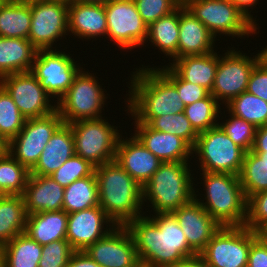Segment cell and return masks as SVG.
<instances>
[{"mask_svg":"<svg viewBox=\"0 0 267 267\" xmlns=\"http://www.w3.org/2000/svg\"><path fill=\"white\" fill-rule=\"evenodd\" d=\"M263 57L267 60V46L266 48H263Z\"/></svg>","mask_w":267,"mask_h":267,"instance_id":"57","label":"cell"},{"mask_svg":"<svg viewBox=\"0 0 267 267\" xmlns=\"http://www.w3.org/2000/svg\"><path fill=\"white\" fill-rule=\"evenodd\" d=\"M258 237L261 238L267 244V224L261 227L257 231Z\"/></svg>","mask_w":267,"mask_h":267,"instance_id":"52","label":"cell"},{"mask_svg":"<svg viewBox=\"0 0 267 267\" xmlns=\"http://www.w3.org/2000/svg\"><path fill=\"white\" fill-rule=\"evenodd\" d=\"M107 37L123 49H134L144 45L148 25L138 13L133 0H108L104 3Z\"/></svg>","mask_w":267,"mask_h":267,"instance_id":"13","label":"cell"},{"mask_svg":"<svg viewBox=\"0 0 267 267\" xmlns=\"http://www.w3.org/2000/svg\"><path fill=\"white\" fill-rule=\"evenodd\" d=\"M131 232L140 263L144 267H172L198 255L172 213H156L131 220L126 225Z\"/></svg>","mask_w":267,"mask_h":267,"instance_id":"1","label":"cell"},{"mask_svg":"<svg viewBox=\"0 0 267 267\" xmlns=\"http://www.w3.org/2000/svg\"><path fill=\"white\" fill-rule=\"evenodd\" d=\"M192 153L197 155L202 171L239 176L246 151L218 125L199 133Z\"/></svg>","mask_w":267,"mask_h":267,"instance_id":"8","label":"cell"},{"mask_svg":"<svg viewBox=\"0 0 267 267\" xmlns=\"http://www.w3.org/2000/svg\"><path fill=\"white\" fill-rule=\"evenodd\" d=\"M247 92L267 102V60L264 57L252 70Z\"/></svg>","mask_w":267,"mask_h":267,"instance_id":"46","label":"cell"},{"mask_svg":"<svg viewBox=\"0 0 267 267\" xmlns=\"http://www.w3.org/2000/svg\"><path fill=\"white\" fill-rule=\"evenodd\" d=\"M247 267H267V244L259 237L250 246Z\"/></svg>","mask_w":267,"mask_h":267,"instance_id":"47","label":"cell"},{"mask_svg":"<svg viewBox=\"0 0 267 267\" xmlns=\"http://www.w3.org/2000/svg\"><path fill=\"white\" fill-rule=\"evenodd\" d=\"M7 151V143L0 136V154H3Z\"/></svg>","mask_w":267,"mask_h":267,"instance_id":"54","label":"cell"},{"mask_svg":"<svg viewBox=\"0 0 267 267\" xmlns=\"http://www.w3.org/2000/svg\"><path fill=\"white\" fill-rule=\"evenodd\" d=\"M71 57L65 51L57 49L37 50L35 55L31 72L46 93L56 98L57 102L64 96L82 69Z\"/></svg>","mask_w":267,"mask_h":267,"instance_id":"14","label":"cell"},{"mask_svg":"<svg viewBox=\"0 0 267 267\" xmlns=\"http://www.w3.org/2000/svg\"><path fill=\"white\" fill-rule=\"evenodd\" d=\"M267 224V190L251 195L247 199L245 227L257 232Z\"/></svg>","mask_w":267,"mask_h":267,"instance_id":"45","label":"cell"},{"mask_svg":"<svg viewBox=\"0 0 267 267\" xmlns=\"http://www.w3.org/2000/svg\"><path fill=\"white\" fill-rule=\"evenodd\" d=\"M2 258H3V246L0 245V267H2Z\"/></svg>","mask_w":267,"mask_h":267,"instance_id":"55","label":"cell"},{"mask_svg":"<svg viewBox=\"0 0 267 267\" xmlns=\"http://www.w3.org/2000/svg\"><path fill=\"white\" fill-rule=\"evenodd\" d=\"M101 267H140L134 238L126 225H115L84 250Z\"/></svg>","mask_w":267,"mask_h":267,"instance_id":"17","label":"cell"},{"mask_svg":"<svg viewBox=\"0 0 267 267\" xmlns=\"http://www.w3.org/2000/svg\"><path fill=\"white\" fill-rule=\"evenodd\" d=\"M42 245L21 233L3 246L2 267H38Z\"/></svg>","mask_w":267,"mask_h":267,"instance_id":"32","label":"cell"},{"mask_svg":"<svg viewBox=\"0 0 267 267\" xmlns=\"http://www.w3.org/2000/svg\"><path fill=\"white\" fill-rule=\"evenodd\" d=\"M181 4H183L186 0H178Z\"/></svg>","mask_w":267,"mask_h":267,"instance_id":"58","label":"cell"},{"mask_svg":"<svg viewBox=\"0 0 267 267\" xmlns=\"http://www.w3.org/2000/svg\"><path fill=\"white\" fill-rule=\"evenodd\" d=\"M226 111L252 123L256 128L267 125V102L247 91L232 98Z\"/></svg>","mask_w":267,"mask_h":267,"instance_id":"35","label":"cell"},{"mask_svg":"<svg viewBox=\"0 0 267 267\" xmlns=\"http://www.w3.org/2000/svg\"><path fill=\"white\" fill-rule=\"evenodd\" d=\"M172 267H209L200 255H195L190 258H186Z\"/></svg>","mask_w":267,"mask_h":267,"instance_id":"51","label":"cell"},{"mask_svg":"<svg viewBox=\"0 0 267 267\" xmlns=\"http://www.w3.org/2000/svg\"><path fill=\"white\" fill-rule=\"evenodd\" d=\"M61 1H65V2H72V0H61Z\"/></svg>","mask_w":267,"mask_h":267,"instance_id":"59","label":"cell"},{"mask_svg":"<svg viewBox=\"0 0 267 267\" xmlns=\"http://www.w3.org/2000/svg\"><path fill=\"white\" fill-rule=\"evenodd\" d=\"M220 105L210 93L207 97L186 105L183 112L193 129L199 134L218 126L219 122L216 119L221 112Z\"/></svg>","mask_w":267,"mask_h":267,"instance_id":"37","label":"cell"},{"mask_svg":"<svg viewBox=\"0 0 267 267\" xmlns=\"http://www.w3.org/2000/svg\"><path fill=\"white\" fill-rule=\"evenodd\" d=\"M162 67L157 69L176 87L184 106L195 103L210 94L205 87L181 79L168 65Z\"/></svg>","mask_w":267,"mask_h":267,"instance_id":"42","label":"cell"},{"mask_svg":"<svg viewBox=\"0 0 267 267\" xmlns=\"http://www.w3.org/2000/svg\"><path fill=\"white\" fill-rule=\"evenodd\" d=\"M172 61L168 66L181 79L203 86L211 92L218 65V54L215 51L204 55L183 56Z\"/></svg>","mask_w":267,"mask_h":267,"instance_id":"26","label":"cell"},{"mask_svg":"<svg viewBox=\"0 0 267 267\" xmlns=\"http://www.w3.org/2000/svg\"><path fill=\"white\" fill-rule=\"evenodd\" d=\"M68 213L66 211H47L27 215L25 234L46 245L53 241L66 239Z\"/></svg>","mask_w":267,"mask_h":267,"instance_id":"27","label":"cell"},{"mask_svg":"<svg viewBox=\"0 0 267 267\" xmlns=\"http://www.w3.org/2000/svg\"><path fill=\"white\" fill-rule=\"evenodd\" d=\"M67 267H101L85 251H74Z\"/></svg>","mask_w":267,"mask_h":267,"instance_id":"48","label":"cell"},{"mask_svg":"<svg viewBox=\"0 0 267 267\" xmlns=\"http://www.w3.org/2000/svg\"><path fill=\"white\" fill-rule=\"evenodd\" d=\"M252 152H267V125L258 127L255 132V141Z\"/></svg>","mask_w":267,"mask_h":267,"instance_id":"49","label":"cell"},{"mask_svg":"<svg viewBox=\"0 0 267 267\" xmlns=\"http://www.w3.org/2000/svg\"><path fill=\"white\" fill-rule=\"evenodd\" d=\"M73 252L74 249L66 239L42 245L38 267H67Z\"/></svg>","mask_w":267,"mask_h":267,"instance_id":"43","label":"cell"},{"mask_svg":"<svg viewBox=\"0 0 267 267\" xmlns=\"http://www.w3.org/2000/svg\"><path fill=\"white\" fill-rule=\"evenodd\" d=\"M244 54L232 47L224 56H218L217 71L210 93L220 104L226 105L232 98L247 91L252 70L263 58V50L252 58Z\"/></svg>","mask_w":267,"mask_h":267,"instance_id":"11","label":"cell"},{"mask_svg":"<svg viewBox=\"0 0 267 267\" xmlns=\"http://www.w3.org/2000/svg\"><path fill=\"white\" fill-rule=\"evenodd\" d=\"M74 154L72 129L69 124L63 123L50 138L30 174L50 176Z\"/></svg>","mask_w":267,"mask_h":267,"instance_id":"25","label":"cell"},{"mask_svg":"<svg viewBox=\"0 0 267 267\" xmlns=\"http://www.w3.org/2000/svg\"><path fill=\"white\" fill-rule=\"evenodd\" d=\"M97 81L94 73L83 68L76 75L67 92L56 102V110L65 124L104 118L101 113L107 96Z\"/></svg>","mask_w":267,"mask_h":267,"instance_id":"7","label":"cell"},{"mask_svg":"<svg viewBox=\"0 0 267 267\" xmlns=\"http://www.w3.org/2000/svg\"><path fill=\"white\" fill-rule=\"evenodd\" d=\"M172 214L183 230L188 245L198 255L221 228L195 198L174 210Z\"/></svg>","mask_w":267,"mask_h":267,"instance_id":"19","label":"cell"},{"mask_svg":"<svg viewBox=\"0 0 267 267\" xmlns=\"http://www.w3.org/2000/svg\"><path fill=\"white\" fill-rule=\"evenodd\" d=\"M99 206L115 225H127L142 214L143 190L115 160L95 167Z\"/></svg>","mask_w":267,"mask_h":267,"instance_id":"3","label":"cell"},{"mask_svg":"<svg viewBox=\"0 0 267 267\" xmlns=\"http://www.w3.org/2000/svg\"><path fill=\"white\" fill-rule=\"evenodd\" d=\"M152 129L171 133L185 140L192 148L196 143L198 133L193 129L184 112L154 118L149 124Z\"/></svg>","mask_w":267,"mask_h":267,"instance_id":"39","label":"cell"},{"mask_svg":"<svg viewBox=\"0 0 267 267\" xmlns=\"http://www.w3.org/2000/svg\"><path fill=\"white\" fill-rule=\"evenodd\" d=\"M230 114L226 122L218 123L228 137L246 152L252 150L255 141L256 127L241 118Z\"/></svg>","mask_w":267,"mask_h":267,"instance_id":"41","label":"cell"},{"mask_svg":"<svg viewBox=\"0 0 267 267\" xmlns=\"http://www.w3.org/2000/svg\"><path fill=\"white\" fill-rule=\"evenodd\" d=\"M142 66L131 74L125 103L135 123L149 124L154 118L183 112L185 106L176 87L157 67Z\"/></svg>","mask_w":267,"mask_h":267,"instance_id":"2","label":"cell"},{"mask_svg":"<svg viewBox=\"0 0 267 267\" xmlns=\"http://www.w3.org/2000/svg\"><path fill=\"white\" fill-rule=\"evenodd\" d=\"M239 179L246 199L267 190V152H246Z\"/></svg>","mask_w":267,"mask_h":267,"instance_id":"34","label":"cell"},{"mask_svg":"<svg viewBox=\"0 0 267 267\" xmlns=\"http://www.w3.org/2000/svg\"><path fill=\"white\" fill-rule=\"evenodd\" d=\"M204 200L194 198L221 227L244 226L247 217V199L239 176L228 173L202 171ZM200 200V201H199Z\"/></svg>","mask_w":267,"mask_h":267,"instance_id":"4","label":"cell"},{"mask_svg":"<svg viewBox=\"0 0 267 267\" xmlns=\"http://www.w3.org/2000/svg\"><path fill=\"white\" fill-rule=\"evenodd\" d=\"M63 123L57 110L44 117L26 119L23 129L7 143V152L31 171L50 138Z\"/></svg>","mask_w":267,"mask_h":267,"instance_id":"12","label":"cell"},{"mask_svg":"<svg viewBox=\"0 0 267 267\" xmlns=\"http://www.w3.org/2000/svg\"><path fill=\"white\" fill-rule=\"evenodd\" d=\"M180 5L170 14L148 26L146 42L158 47L164 56L173 57L178 51Z\"/></svg>","mask_w":267,"mask_h":267,"instance_id":"31","label":"cell"},{"mask_svg":"<svg viewBox=\"0 0 267 267\" xmlns=\"http://www.w3.org/2000/svg\"><path fill=\"white\" fill-rule=\"evenodd\" d=\"M231 1L255 26L256 24V18L254 20V17L251 14V11L249 7H253L257 5L258 0H229ZM250 11V12H249Z\"/></svg>","mask_w":267,"mask_h":267,"instance_id":"50","label":"cell"},{"mask_svg":"<svg viewBox=\"0 0 267 267\" xmlns=\"http://www.w3.org/2000/svg\"><path fill=\"white\" fill-rule=\"evenodd\" d=\"M99 206V193L95 172L77 179L64 188L62 209L68 214Z\"/></svg>","mask_w":267,"mask_h":267,"instance_id":"33","label":"cell"},{"mask_svg":"<svg viewBox=\"0 0 267 267\" xmlns=\"http://www.w3.org/2000/svg\"><path fill=\"white\" fill-rule=\"evenodd\" d=\"M138 13L149 26L152 22L173 12L181 3L178 0H133Z\"/></svg>","mask_w":267,"mask_h":267,"instance_id":"44","label":"cell"},{"mask_svg":"<svg viewBox=\"0 0 267 267\" xmlns=\"http://www.w3.org/2000/svg\"><path fill=\"white\" fill-rule=\"evenodd\" d=\"M257 237L245 226L221 227L199 255L209 267H247L250 246Z\"/></svg>","mask_w":267,"mask_h":267,"instance_id":"10","label":"cell"},{"mask_svg":"<svg viewBox=\"0 0 267 267\" xmlns=\"http://www.w3.org/2000/svg\"><path fill=\"white\" fill-rule=\"evenodd\" d=\"M189 162H162L142 187L143 204L151 203L154 214L172 213L194 198L195 187ZM148 200V201H146Z\"/></svg>","mask_w":267,"mask_h":267,"instance_id":"5","label":"cell"},{"mask_svg":"<svg viewBox=\"0 0 267 267\" xmlns=\"http://www.w3.org/2000/svg\"><path fill=\"white\" fill-rule=\"evenodd\" d=\"M69 125L74 136L76 155L95 167L115 160L121 137L118 127L102 118L80 120Z\"/></svg>","mask_w":267,"mask_h":267,"instance_id":"6","label":"cell"},{"mask_svg":"<svg viewBox=\"0 0 267 267\" xmlns=\"http://www.w3.org/2000/svg\"><path fill=\"white\" fill-rule=\"evenodd\" d=\"M183 5L216 37L257 34V27L229 0H186Z\"/></svg>","mask_w":267,"mask_h":267,"instance_id":"9","label":"cell"},{"mask_svg":"<svg viewBox=\"0 0 267 267\" xmlns=\"http://www.w3.org/2000/svg\"><path fill=\"white\" fill-rule=\"evenodd\" d=\"M25 121L11 96L0 85V136L8 143L23 129Z\"/></svg>","mask_w":267,"mask_h":267,"instance_id":"38","label":"cell"},{"mask_svg":"<svg viewBox=\"0 0 267 267\" xmlns=\"http://www.w3.org/2000/svg\"><path fill=\"white\" fill-rule=\"evenodd\" d=\"M115 161L143 187L162 163L134 135L119 139Z\"/></svg>","mask_w":267,"mask_h":267,"instance_id":"20","label":"cell"},{"mask_svg":"<svg viewBox=\"0 0 267 267\" xmlns=\"http://www.w3.org/2000/svg\"><path fill=\"white\" fill-rule=\"evenodd\" d=\"M0 85L25 119L44 117L56 111V104L50 103L51 97L31 71L5 75L0 78Z\"/></svg>","mask_w":267,"mask_h":267,"instance_id":"16","label":"cell"},{"mask_svg":"<svg viewBox=\"0 0 267 267\" xmlns=\"http://www.w3.org/2000/svg\"><path fill=\"white\" fill-rule=\"evenodd\" d=\"M68 6L69 2L61 0L31 2L28 39L37 50L53 49L54 42L68 34Z\"/></svg>","mask_w":267,"mask_h":267,"instance_id":"15","label":"cell"},{"mask_svg":"<svg viewBox=\"0 0 267 267\" xmlns=\"http://www.w3.org/2000/svg\"><path fill=\"white\" fill-rule=\"evenodd\" d=\"M94 172L95 166L74 154L50 176L63 188H66L77 179L88 177Z\"/></svg>","mask_w":267,"mask_h":267,"instance_id":"40","label":"cell"},{"mask_svg":"<svg viewBox=\"0 0 267 267\" xmlns=\"http://www.w3.org/2000/svg\"><path fill=\"white\" fill-rule=\"evenodd\" d=\"M36 54L29 39L0 37V78L31 71Z\"/></svg>","mask_w":267,"mask_h":267,"instance_id":"28","label":"cell"},{"mask_svg":"<svg viewBox=\"0 0 267 267\" xmlns=\"http://www.w3.org/2000/svg\"><path fill=\"white\" fill-rule=\"evenodd\" d=\"M31 2L0 0V37L28 39Z\"/></svg>","mask_w":267,"mask_h":267,"instance_id":"29","label":"cell"},{"mask_svg":"<svg viewBox=\"0 0 267 267\" xmlns=\"http://www.w3.org/2000/svg\"><path fill=\"white\" fill-rule=\"evenodd\" d=\"M67 21L68 33L81 39L103 38L107 34L104 4L69 2Z\"/></svg>","mask_w":267,"mask_h":267,"instance_id":"24","label":"cell"},{"mask_svg":"<svg viewBox=\"0 0 267 267\" xmlns=\"http://www.w3.org/2000/svg\"><path fill=\"white\" fill-rule=\"evenodd\" d=\"M27 212L22 195H2L0 198V245L25 232Z\"/></svg>","mask_w":267,"mask_h":267,"instance_id":"30","label":"cell"},{"mask_svg":"<svg viewBox=\"0 0 267 267\" xmlns=\"http://www.w3.org/2000/svg\"><path fill=\"white\" fill-rule=\"evenodd\" d=\"M22 196L27 215L59 211L63 207L64 188L51 176L30 174Z\"/></svg>","mask_w":267,"mask_h":267,"instance_id":"23","label":"cell"},{"mask_svg":"<svg viewBox=\"0 0 267 267\" xmlns=\"http://www.w3.org/2000/svg\"><path fill=\"white\" fill-rule=\"evenodd\" d=\"M12 1L30 3L33 1H41V0H12Z\"/></svg>","mask_w":267,"mask_h":267,"instance_id":"56","label":"cell"},{"mask_svg":"<svg viewBox=\"0 0 267 267\" xmlns=\"http://www.w3.org/2000/svg\"><path fill=\"white\" fill-rule=\"evenodd\" d=\"M72 1L80 3H89V4H104L108 0H72Z\"/></svg>","mask_w":267,"mask_h":267,"instance_id":"53","label":"cell"},{"mask_svg":"<svg viewBox=\"0 0 267 267\" xmlns=\"http://www.w3.org/2000/svg\"><path fill=\"white\" fill-rule=\"evenodd\" d=\"M216 37L183 4H180L178 51L173 60L214 51Z\"/></svg>","mask_w":267,"mask_h":267,"instance_id":"22","label":"cell"},{"mask_svg":"<svg viewBox=\"0 0 267 267\" xmlns=\"http://www.w3.org/2000/svg\"><path fill=\"white\" fill-rule=\"evenodd\" d=\"M30 171L7 151L0 154V192L3 195H23Z\"/></svg>","mask_w":267,"mask_h":267,"instance_id":"36","label":"cell"},{"mask_svg":"<svg viewBox=\"0 0 267 267\" xmlns=\"http://www.w3.org/2000/svg\"><path fill=\"white\" fill-rule=\"evenodd\" d=\"M135 135L139 141L161 162H188L192 147L183 139L171 133L152 129L148 124L134 123Z\"/></svg>","mask_w":267,"mask_h":267,"instance_id":"21","label":"cell"},{"mask_svg":"<svg viewBox=\"0 0 267 267\" xmlns=\"http://www.w3.org/2000/svg\"><path fill=\"white\" fill-rule=\"evenodd\" d=\"M104 225H107L106 228ZM114 226L115 223L100 206L74 212L68 214L66 240L74 251H84L104 237Z\"/></svg>","mask_w":267,"mask_h":267,"instance_id":"18","label":"cell"}]
</instances>
